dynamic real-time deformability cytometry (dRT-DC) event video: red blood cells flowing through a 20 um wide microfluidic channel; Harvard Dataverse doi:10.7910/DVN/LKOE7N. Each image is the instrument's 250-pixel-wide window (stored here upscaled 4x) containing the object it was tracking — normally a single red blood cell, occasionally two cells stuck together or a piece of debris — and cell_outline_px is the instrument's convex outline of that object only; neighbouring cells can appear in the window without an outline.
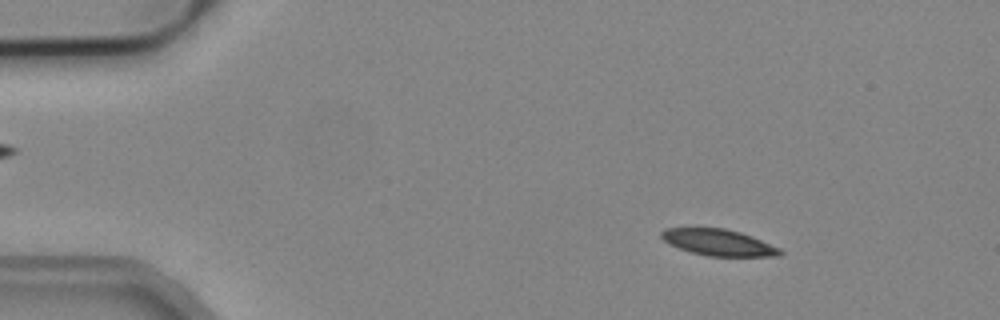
{"species": "common noctule bat (a hibernating species)", "species_latin": "Nyctalus noctula", "temperature_condition": "cold", "stored_images_in_passage": 4, "camera_frame_rate_fps": 3000, "um_per_image_px": 0.085, "animal": {"sex": "male", "body_mass_g": 19.2, "forearm_length_mm": 51.8}, "frame": {"image": 1, "passage_image": 2, "time_ms": 0.333, "image_size_px": [1000, 320], "cell_outline_px": [[784, 252], [780, 256], [708, 256], [692, 252], [668, 244], [660, 236], [660, 232], [664, 228], [724, 228], [740, 232], [752, 236], [780, 248]], "centroid_in_image_um": [61.07, 20.6], "position_along_channel_um": 23.9, "area_um2": 18.21}}
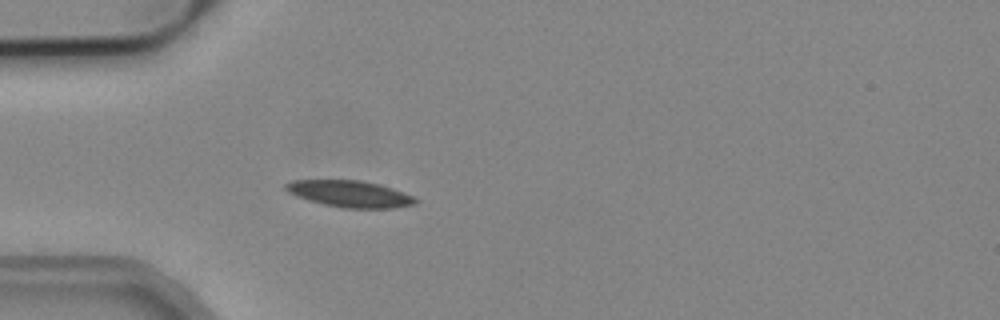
{"frame": {"image": 2, "passage_image": 4, "time_ms": 1.0, "image_size_px": [1000, 320], "cell_outline_px": [[420, 200], [416, 204], [392, 208], [344, 208], [324, 204], [308, 200], [296, 196], [288, 192], [284, 188], [284, 184], [292, 180], [360, 180], [380, 184], [392, 188], [412, 196]], "centroid_in_image_um": [29.73, 16.47], "position_along_channel_um": 55.3, "area_um2": 20.11}}